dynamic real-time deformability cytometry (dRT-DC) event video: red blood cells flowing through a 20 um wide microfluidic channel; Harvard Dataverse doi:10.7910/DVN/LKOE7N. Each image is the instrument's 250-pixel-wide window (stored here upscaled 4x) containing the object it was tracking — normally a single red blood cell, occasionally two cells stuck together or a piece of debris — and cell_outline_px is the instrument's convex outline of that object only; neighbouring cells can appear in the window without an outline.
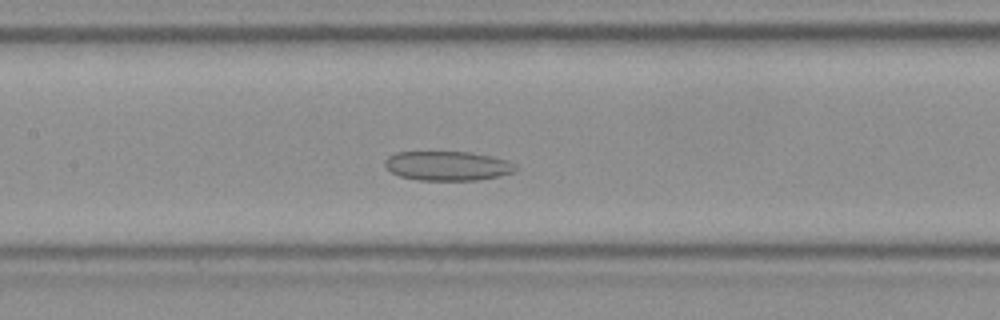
{"species": "Egyptian fruit bat (a non-hibernating species)", "species_latin": "Rousettus aegyptiacus", "temperature_condition": "room temperature", "stored_images_in_passage": 52, "camera_frame_rate_fps": 3000, "um_per_image_px": 0.085, "frame": {"image": 1, "passage_image": 24, "time_ms": 7.667, "image_size_px": [1000, 320], "cell_outline_px": [[516, 168], [512, 172], [500, 176], [476, 180], [420, 180], [400, 176], [384, 168], [384, 160], [388, 156], [396, 152], [472, 152], [492, 156], [508, 160], [516, 164]], "centroid_in_image_um": [38.03, 14.09], "position_along_channel_um": 169.4, "area_um2": 22.48}}
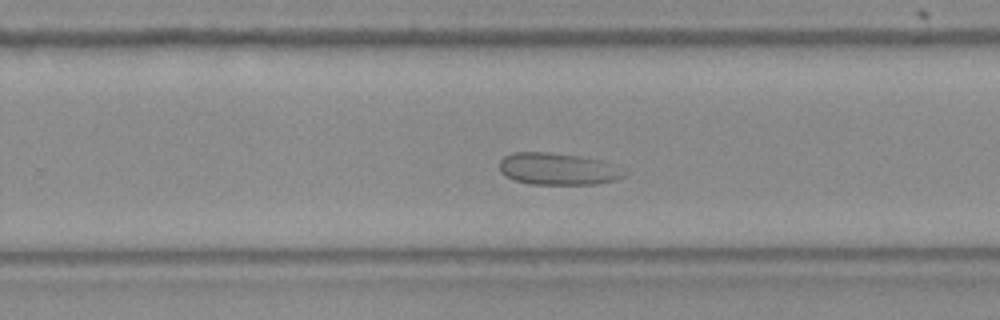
{"frame": {"image": 2, "passage_image": 33, "time_ms": 10.667, "image_size_px": [1000, 320], "cell_outline_px": [[628, 172], [624, 176], [616, 180], [596, 184], [532, 184], [516, 180], [504, 176], [500, 172], [500, 160], [504, 156], [512, 152], [548, 152], [580, 156], [604, 160]], "centroid_in_image_um": [47.43, 14.35], "position_along_channel_um": 282.4, "area_um2": 23.41}}
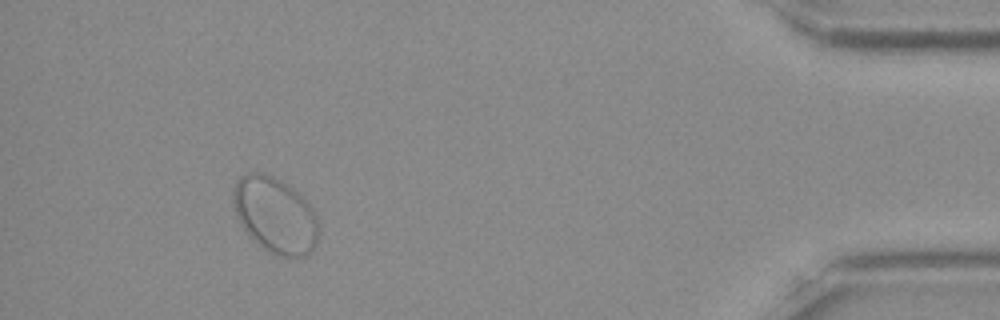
{"frame": {"image": 3, "passage_image": 48, "time_ms": 15.667, "image_size_px": [1000, 320], "cell_outline_px": [[320, 232], [316, 244], [304, 256], [280, 256], [264, 248], [248, 236], [240, 224], [236, 216], [232, 200], [232, 188], [236, 180], [240, 176], [248, 172], [264, 172], [280, 180], [292, 188], [312, 208], [320, 224]], "centroid_in_image_um": [23.35, 18.26], "position_along_channel_um": 411.8, "area_um2": 37.92}}